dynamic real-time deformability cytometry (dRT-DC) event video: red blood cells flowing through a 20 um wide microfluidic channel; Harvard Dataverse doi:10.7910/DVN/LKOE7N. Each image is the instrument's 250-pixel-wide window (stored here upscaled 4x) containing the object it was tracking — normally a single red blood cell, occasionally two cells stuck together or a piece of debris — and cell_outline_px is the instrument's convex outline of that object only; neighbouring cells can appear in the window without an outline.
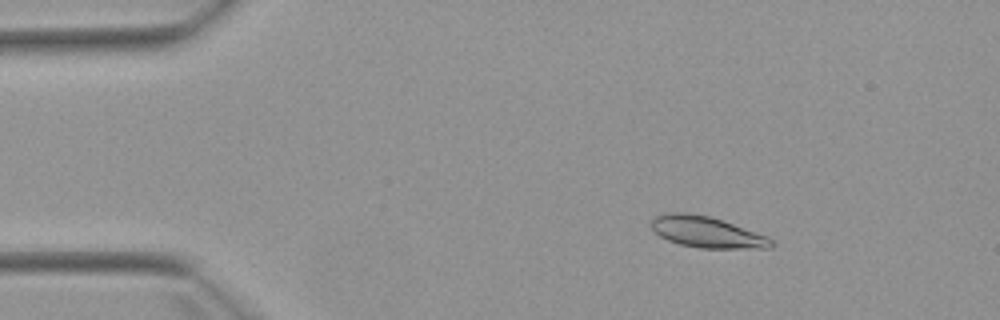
{"species": "Egyptian fruit bat (a non-hibernating species)", "species_latin": "Rousettus aegyptiacus", "temperature_condition": "warm", "stored_images_in_passage": 3, "camera_frame_rate_fps": 3000, "um_per_image_px": 0.085, "animal": {"sex": "female"}, "frame": {"image": 1, "passage_image": 1, "time_ms": 0.0, "image_size_px": [1000, 320], "cell_outline_px": [[776, 244], [772, 248], [700, 248], [680, 244], [668, 240], [660, 236], [652, 228], [652, 220], [656, 216], [672, 212], [688, 212], [708, 216], [768, 236]], "centroid_in_image_um": [60.1, 19.74], "position_along_channel_um": 24.9, "area_um2": 21.5}}